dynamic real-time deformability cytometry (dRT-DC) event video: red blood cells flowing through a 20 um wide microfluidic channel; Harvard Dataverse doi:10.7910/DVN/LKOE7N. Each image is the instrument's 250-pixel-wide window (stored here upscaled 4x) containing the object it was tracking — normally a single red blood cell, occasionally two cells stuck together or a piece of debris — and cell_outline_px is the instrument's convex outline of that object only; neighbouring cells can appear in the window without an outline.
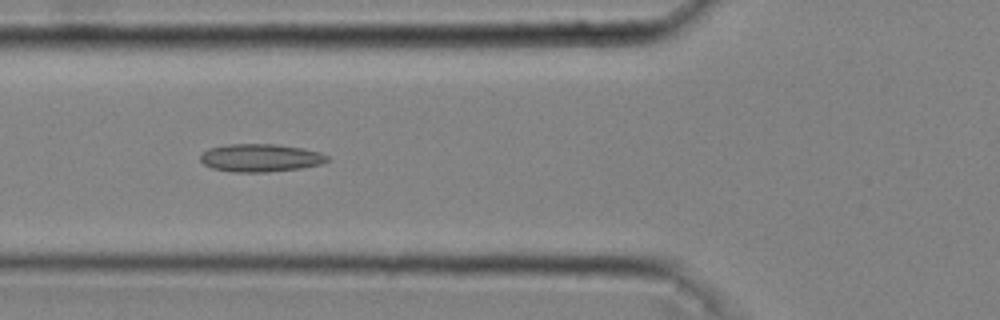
{"species": "common noctule bat (a hibernating species)", "species_latin": "Nyctalus noctula", "temperature_condition": "cold", "stored_images_in_passage": 47, "camera_frame_rate_fps": 3000, "um_per_image_px": 0.085, "animal": {"sex": "male", "body_mass_g": 20.4}, "frame": {"image": 1, "passage_image": 18, "time_ms": 5.667, "image_size_px": [1000, 320], "cell_outline_px": [[328, 160], [320, 164], [300, 168], [264, 172], [232, 172], [212, 168], [204, 164], [200, 160], [200, 156], [208, 148], [228, 144], [276, 144], [300, 148], [320, 152], [328, 156]], "centroid_in_image_um": [22.11, 13.41], "position_along_channel_um": 103.7, "area_um2": 20.46}}
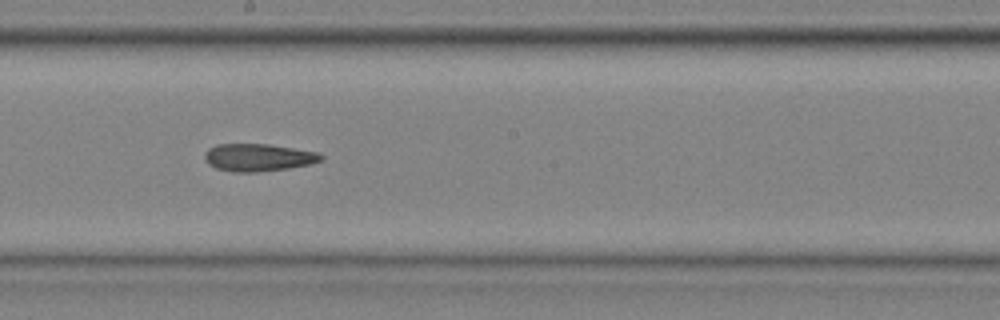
{"frame": {"image": 2, "passage_image": 27, "time_ms": 8.667, "image_size_px": [1000, 320], "cell_outline_px": [[324, 160], [308, 164], [288, 168], [256, 172], [232, 172], [216, 168], [208, 164], [204, 156], [204, 152], [208, 148], [216, 144], [268, 144], [320, 152], [324, 156]], "centroid_in_image_um": [21.95, 13.38], "position_along_channel_um": 226.2, "area_um2": 18.79}}
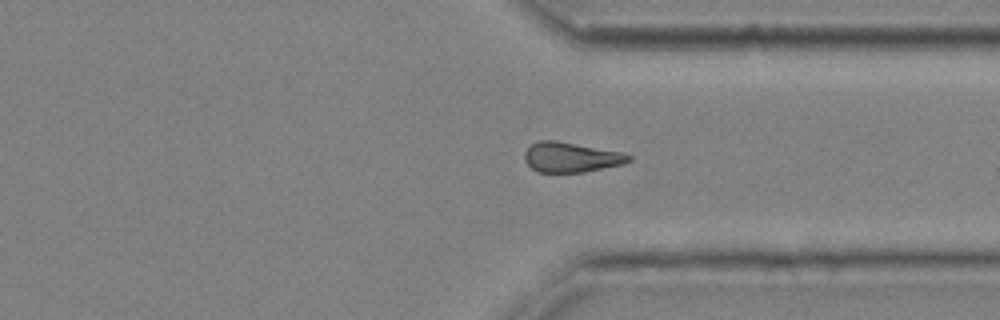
{"frame": {"image": 3, "passage_image": 37, "time_ms": 12.0, "image_size_px": [1000, 320], "cell_outline_px": [[632, 160], [624, 164], [584, 172], [536, 172], [524, 160], [524, 152], [532, 144], [540, 140], [556, 140], [624, 152], [632, 156]], "centroid_in_image_um": [48.57, 13.36], "position_along_channel_um": 362.8, "area_um2": 18.38}}